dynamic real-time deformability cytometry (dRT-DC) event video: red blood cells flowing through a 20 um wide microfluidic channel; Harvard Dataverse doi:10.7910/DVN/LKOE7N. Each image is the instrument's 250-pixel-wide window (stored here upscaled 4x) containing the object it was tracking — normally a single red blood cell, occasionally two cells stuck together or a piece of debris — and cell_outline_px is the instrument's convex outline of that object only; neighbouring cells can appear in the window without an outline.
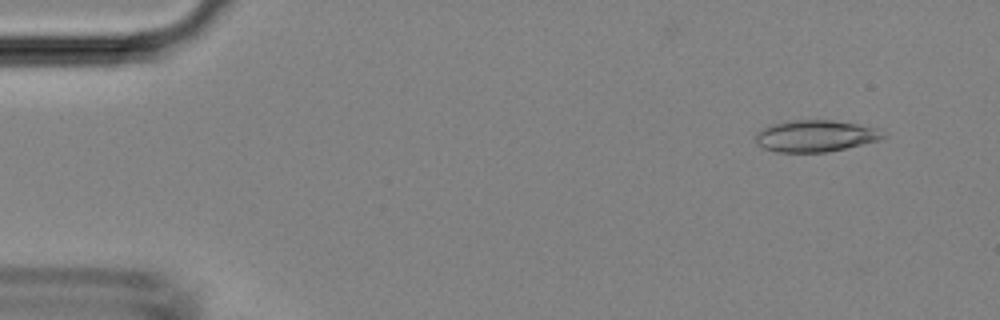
{"species": "Egyptian fruit bat (a non-hibernating species)", "species_latin": "Rousettus aegyptiacus", "temperature_condition": "room temperature", "stored_images_in_passage": 44, "camera_frame_rate_fps": 3000, "um_per_image_px": 0.085, "animal": {"sex": "female"}, "frame": {"image": 1, "passage_image": 4, "time_ms": 1.0, "image_size_px": [1000, 320], "cell_outline_px": [[888, 136], [880, 140], [828, 152], [776, 152], [764, 148], [756, 144], [756, 132], [760, 128], [772, 124], [792, 120], [832, 120], [880, 128]], "centroid_in_image_um": [69.33, 11.55], "position_along_channel_um": 15.7, "area_um2": 23.76}}
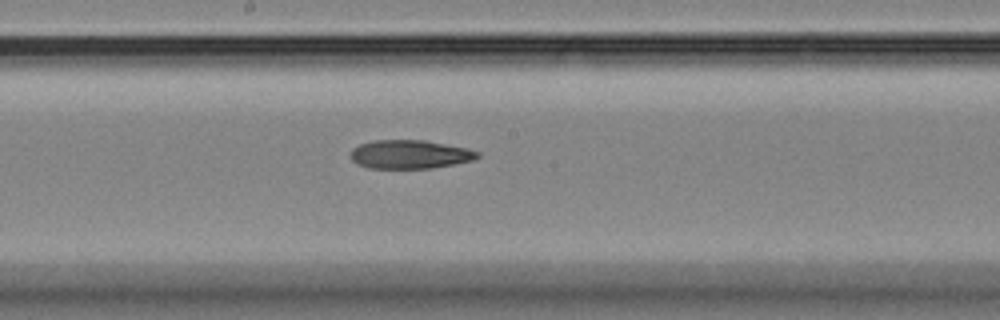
{"frame": {"image": 2, "passage_image": 25, "time_ms": 8.0, "image_size_px": [1000, 320], "cell_outline_px": [[480, 156], [472, 160], [432, 168], [368, 168], [356, 164], [352, 160], [352, 148], [360, 144], [372, 140], [424, 140], [468, 148], [480, 152]], "centroid_in_image_um": [34.83, 13.11], "position_along_channel_um": 213.4, "area_um2": 21.15}}
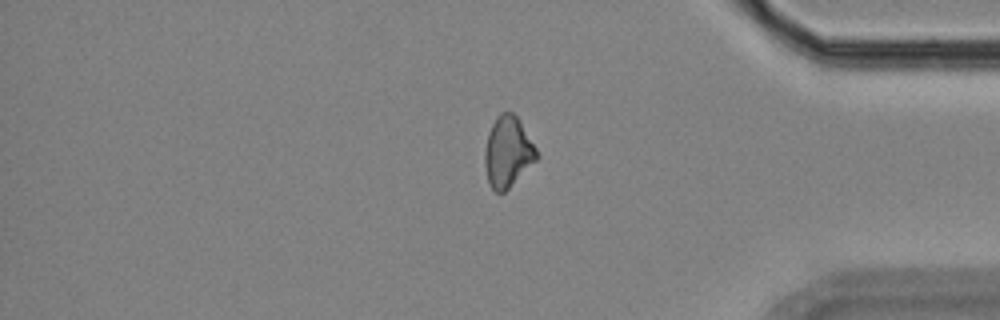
{"frame": {"image": 3, "passage_image": 39, "time_ms": 12.667, "image_size_px": [1000, 320], "cell_outline_px": [[540, 156], [504, 192], [496, 192], [488, 184], [484, 164], [484, 152], [488, 132], [496, 116], [500, 112], [512, 112], [516, 116], [536, 148]], "centroid_in_image_um": [43.13, 12.91], "position_along_channel_um": 392.1, "area_um2": 21.21}}